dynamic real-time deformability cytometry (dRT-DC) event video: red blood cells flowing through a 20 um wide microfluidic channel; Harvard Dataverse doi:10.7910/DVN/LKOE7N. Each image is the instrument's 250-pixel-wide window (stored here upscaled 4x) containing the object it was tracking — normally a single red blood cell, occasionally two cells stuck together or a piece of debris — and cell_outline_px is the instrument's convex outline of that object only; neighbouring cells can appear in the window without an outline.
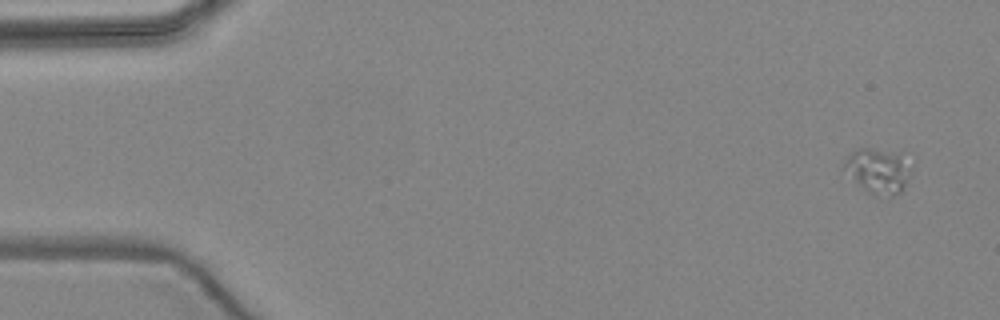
{"species": "common noctule bat (a hibernating species)", "species_latin": "Nyctalus noctula", "temperature_condition": "warm", "stored_images_in_passage": 5, "camera_frame_rate_fps": 3000, "um_per_image_px": 0.085, "animal": {"sex": "female", "body_mass_g": 24.6, "forearm_length_mm": 56.2}, "frame": {"image": 1, "passage_image": 1, "time_ms": 0.0, "image_size_px": [1000, 320], "cell_outline_px": [[912, 172], [900, 192], [892, 196], [868, 192], [840, 168], [844, 160], [856, 148], [872, 148], [900, 152], [912, 168]], "centroid_in_image_um": [74.62, 14.47], "position_along_channel_um": 10.4, "area_um2": 17.63}}
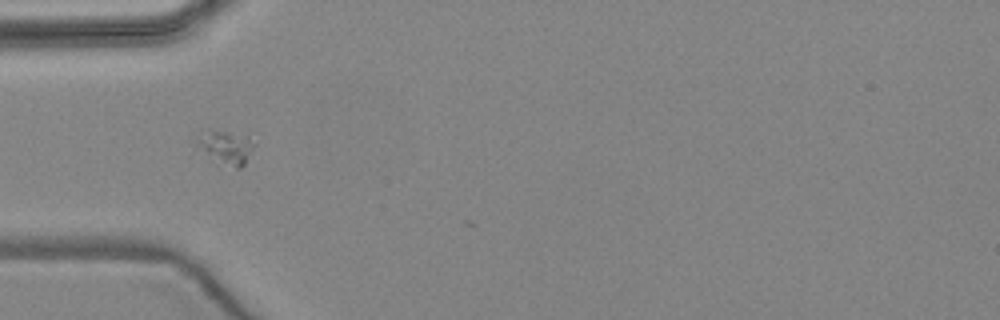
{"frame": {"image": 2, "passage_image": 5, "time_ms": 4.667, "image_size_px": [1000, 320], "cell_outline_px": [[256, 144], [244, 164], [240, 168], [236, 168], [208, 152], [188, 140], [200, 128], [208, 128], [248, 136]], "centroid_in_image_um": [19.09, 12.36], "position_along_channel_um": 65.9, "area_um2": 11.21}}